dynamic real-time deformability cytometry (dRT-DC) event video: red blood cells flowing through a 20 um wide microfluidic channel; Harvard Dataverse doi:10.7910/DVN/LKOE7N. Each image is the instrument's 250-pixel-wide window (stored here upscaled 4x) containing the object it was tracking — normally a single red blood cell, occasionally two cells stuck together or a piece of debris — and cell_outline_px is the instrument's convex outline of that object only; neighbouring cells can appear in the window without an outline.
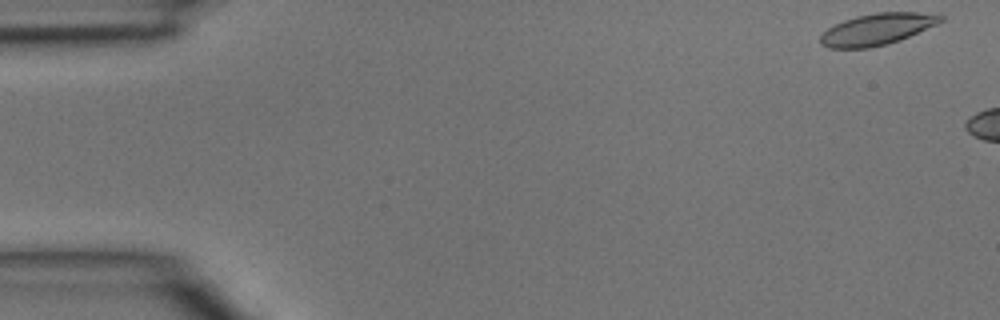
{"species": "common noctule bat (a hibernating species)", "species_latin": "Nyctalus noctula", "temperature_condition": "room temperature", "stored_images_in_passage": 6, "camera_frame_rate_fps": 3000, "um_per_image_px": 0.085, "animal": {"sex": "male", "body_mass_g": 15.6}, "frame": {"image": 1, "passage_image": 1, "time_ms": 0.0, "image_size_px": [1000, 320], "cell_outline_px": [[944, 20], [936, 24], [900, 40], [868, 48], [828, 48], [820, 44], [820, 36], [828, 28], [844, 20], [856, 16], [876, 12], [920, 12], [944, 16]], "centroid_in_image_um": [74.53, 2.48], "position_along_channel_um": 10.5, "area_um2": 21.85}}